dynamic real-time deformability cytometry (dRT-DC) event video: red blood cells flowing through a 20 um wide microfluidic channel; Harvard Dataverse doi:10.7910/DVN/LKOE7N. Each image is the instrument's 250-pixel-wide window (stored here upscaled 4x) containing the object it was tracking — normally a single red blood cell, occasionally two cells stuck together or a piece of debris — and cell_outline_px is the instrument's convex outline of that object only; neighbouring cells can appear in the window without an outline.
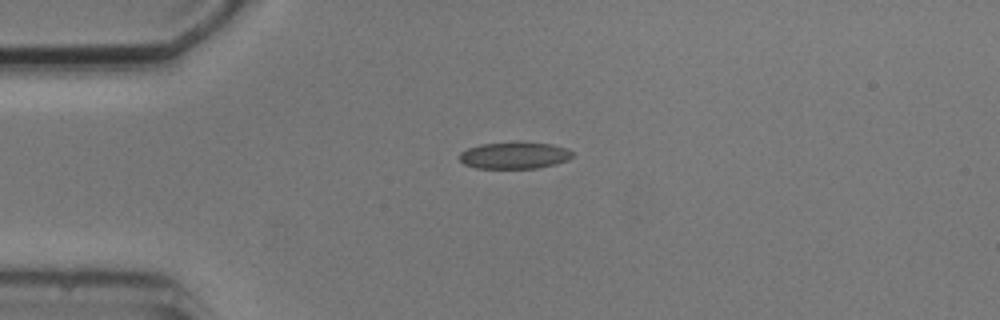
{"species": "common noctule bat (a hibernating species)", "species_latin": "Nyctalus noctula", "temperature_condition": "cold", "stored_images_in_passage": 14, "camera_frame_rate_fps": 3000, "um_per_image_px": 0.085, "animal": {"sex": "male", "body_mass_g": 20.5, "forearm_length_mm": 52.5}, "frame": {"image": 1, "passage_image": 3, "time_ms": 3.667, "image_size_px": [1000, 320], "cell_outline_px": [[572, 156], [568, 160], [556, 164], [536, 168], [476, 168], [464, 164], [460, 160], [460, 152], [468, 148], [480, 144], [524, 140], [552, 144], [568, 148], [572, 152]], "centroid_in_image_um": [43.75, 13.18], "position_along_channel_um": 41.3, "area_um2": 18.09}}
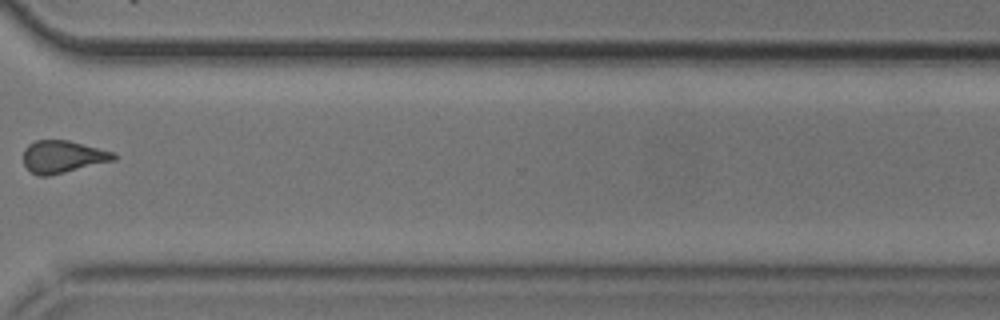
{"frame": {"image": 2, "passage_image": 11, "time_ms": 13.0, "image_size_px": [1000, 320], "cell_outline_px": [[116, 160], [48, 176], [40, 176], [32, 172], [24, 164], [24, 148], [28, 144], [36, 140], [68, 140], [116, 152]], "centroid_in_image_um": [5.36, 13.31], "position_along_channel_um": 365.2, "area_um2": 17.05}}
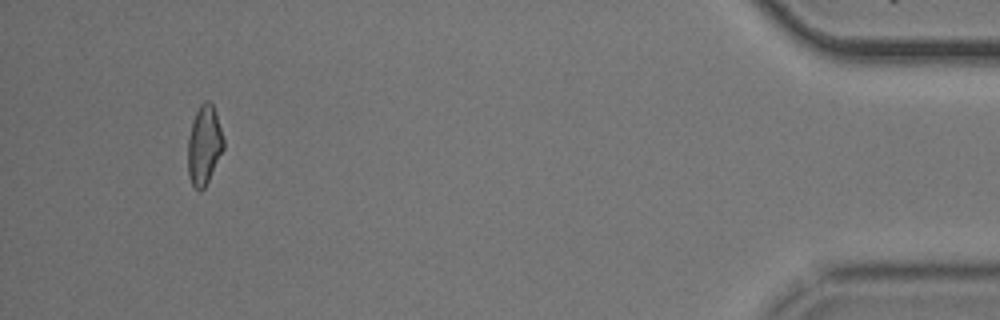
{"frame": {"image": 3, "passage_image": 13, "time_ms": 16.333, "image_size_px": [1000, 320], "cell_outline_px": [[224, 148], [204, 188], [200, 192], [192, 184], [188, 176], [188, 136], [192, 120], [200, 104], [204, 100], [208, 100], [212, 104], [216, 112], [224, 140]], "centroid_in_image_um": [17.34, 12.31], "position_along_channel_um": 417.9, "area_um2": 16.47}, "authors_computed_cell_mechanics": {"area_um2": 17.4267, "velocity_mm_per_s": 3.7091, "shape_relaxation_time_tau1_ms": 8.0492, "shape_relaxation_time_tau2_ms": null, "deformation_change_tau1": 0.1269, "deformation_change_tau2": null}}